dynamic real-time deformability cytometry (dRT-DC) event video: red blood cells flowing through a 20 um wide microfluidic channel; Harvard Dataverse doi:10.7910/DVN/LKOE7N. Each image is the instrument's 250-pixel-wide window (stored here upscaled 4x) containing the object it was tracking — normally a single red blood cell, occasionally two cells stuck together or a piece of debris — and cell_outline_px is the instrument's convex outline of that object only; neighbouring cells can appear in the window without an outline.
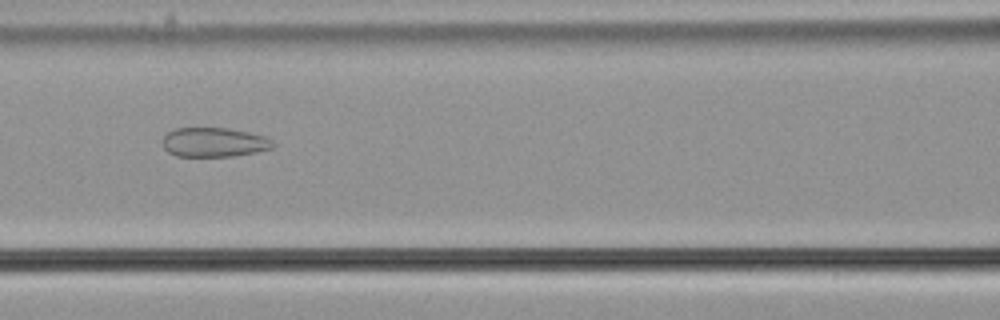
{"species": "common noctule bat (a hibernating species)", "species_latin": "Nyctalus noctula", "temperature_condition": "cold", "stored_images_in_passage": 34, "camera_frame_rate_fps": 3000, "um_per_image_px": 0.085, "animal": {"sex": "male", "body_mass_g": 21.5, "forearm_length_mm": 52.0}, "frame": {"image": 1, "passage_image": 9, "time_ms": 2.667, "image_size_px": [1000, 320], "cell_outline_px": [[276, 144], [272, 148], [256, 152], [232, 156], [176, 156], [168, 152], [164, 148], [164, 136], [168, 132], [176, 128], [228, 128], [248, 132], [264, 136], [272, 140]], "centroid_in_image_um": [18.21, 12.09], "position_along_channel_um": 148.4, "area_um2": 18.79}}
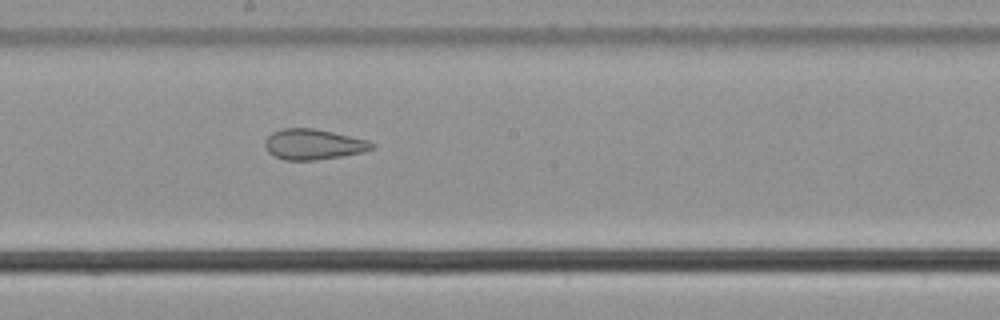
{"frame": {"image": 2, "passage_image": 15, "time_ms": 4.667, "image_size_px": [1000, 320], "cell_outline_px": [[376, 148], [360, 152], [340, 156], [312, 160], [284, 160], [268, 152], [264, 144], [264, 140], [272, 132], [284, 128], [312, 128], [332, 132], [368, 140], [376, 144]], "centroid_in_image_um": [26.62, 12.26], "position_along_channel_um": 221.6, "area_um2": 18.84}}
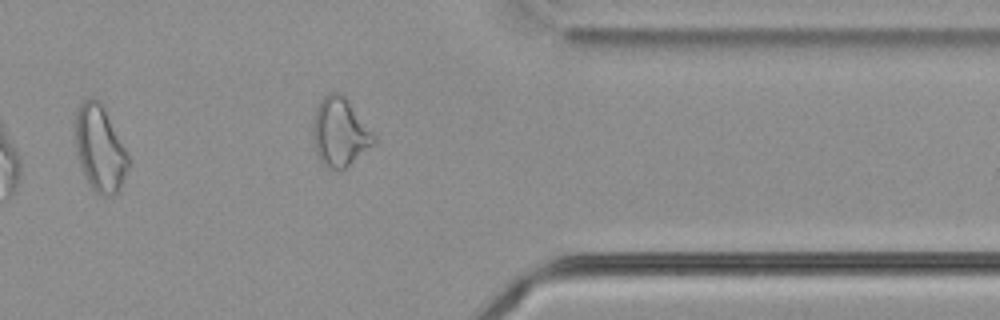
{"frame": {"image": 3, "passage_image": 29, "time_ms": 9.333, "image_size_px": [1000, 320], "cell_outline_px": [[132, 160], [120, 192], [112, 196], [100, 196], [92, 188], [84, 176], [80, 164], [76, 148], [76, 108], [84, 100], [92, 96], [100, 100]], "centroid_in_image_um": [8.54, 12.66], "position_along_channel_um": 402.9, "area_um2": 27.11}, "authors_computed_cell_mechanics": {"area_um2": 20.0566, "velocity_mm_per_s": 3.6679, "shape_relaxation_time_tau1_ms": null, "shape_relaxation_time_tau2_ms": 2.3919, "deformation_change_tau1": null, "deformation_change_tau2": 0.1116}}